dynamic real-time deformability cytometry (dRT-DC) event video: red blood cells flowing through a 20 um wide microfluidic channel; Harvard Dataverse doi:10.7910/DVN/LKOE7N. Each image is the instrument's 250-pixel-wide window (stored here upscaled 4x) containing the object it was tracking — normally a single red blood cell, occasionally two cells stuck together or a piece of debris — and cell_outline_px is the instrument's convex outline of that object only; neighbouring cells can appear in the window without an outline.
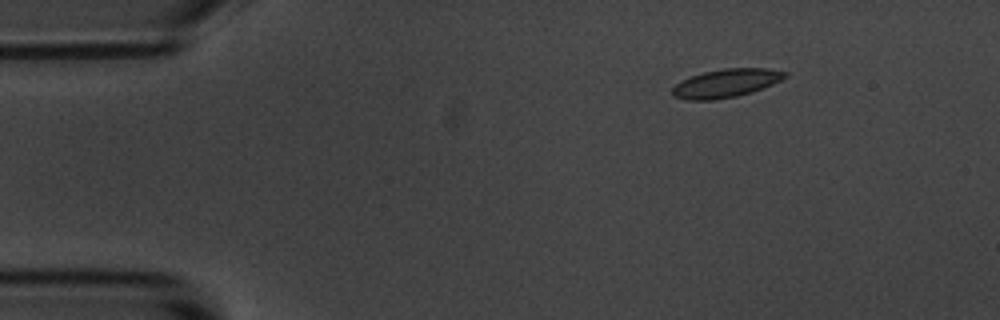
{"species": "common noctule bat (a hibernating species)", "species_latin": "Nyctalus noctula", "temperature_condition": "room temperature", "stored_images_in_passage": 4, "camera_frame_rate_fps": 3000, "um_per_image_px": 0.085, "animal": {"sex": "male", "body_mass_g": 20.1, "forearm_length_mm": 53.5}, "frame": {"image": 1, "passage_image": 1, "time_ms": 0.0, "image_size_px": [1000, 320], "cell_outline_px": [[788, 76], [772, 84], [752, 92], [736, 96], [712, 100], [688, 100], [672, 96], [672, 88], [680, 80], [704, 72], [724, 68], [768, 68], [788, 72]], "centroid_in_image_um": [61.71, 7.07], "position_along_channel_um": 23.3, "area_um2": 18.61}}
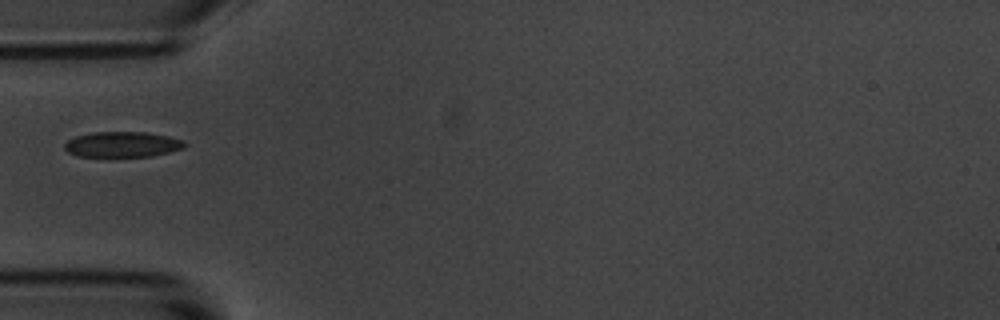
{"frame": {"image": 2, "passage_image": 4, "time_ms": 1.0, "image_size_px": [1000, 320], "cell_outline_px": [[184, 148], [152, 156], [76, 156], [68, 152], [64, 148], [64, 144], [68, 140], [76, 136], [92, 132], [144, 132], [168, 136], [184, 140]], "centroid_in_image_um": [10.38, 12.27], "position_along_channel_um": 74.6, "area_um2": 17.69}}